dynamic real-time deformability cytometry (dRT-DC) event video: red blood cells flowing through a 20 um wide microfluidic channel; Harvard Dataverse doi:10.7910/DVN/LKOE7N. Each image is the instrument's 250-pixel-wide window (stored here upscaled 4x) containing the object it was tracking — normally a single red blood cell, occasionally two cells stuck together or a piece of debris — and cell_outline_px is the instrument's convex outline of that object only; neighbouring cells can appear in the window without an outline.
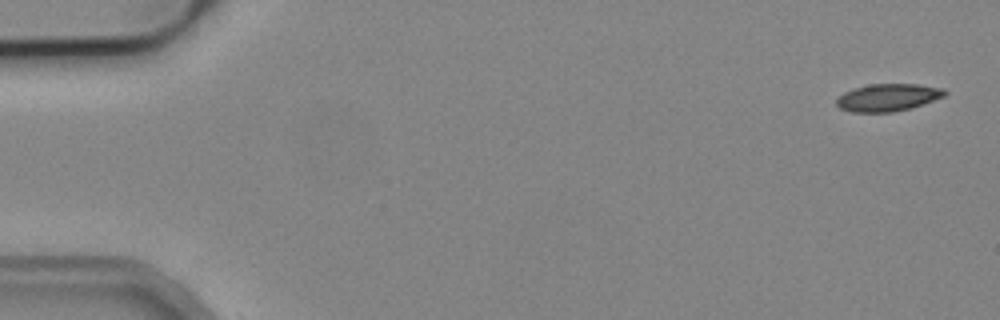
{"species": "common noctule bat (a hibernating species)", "species_latin": "Nyctalus noctula", "temperature_condition": "cold", "stored_images_in_passage": 3, "camera_frame_rate_fps": 3000, "um_per_image_px": 0.085, "animal": {"sex": "male", "body_mass_g": 19.2, "forearm_length_mm": 51.8}, "frame": {"image": 1, "passage_image": 1, "time_ms": 0.0, "image_size_px": [1000, 320], "cell_outline_px": [[948, 92], [944, 96], [912, 108], [892, 112], [852, 112], [840, 108], [836, 104], [836, 100], [844, 92], [852, 88], [868, 84], [920, 84], [944, 88]], "centroid_in_image_um": [75.48, 8.27], "position_along_channel_um": 9.5, "area_um2": 17.4}}
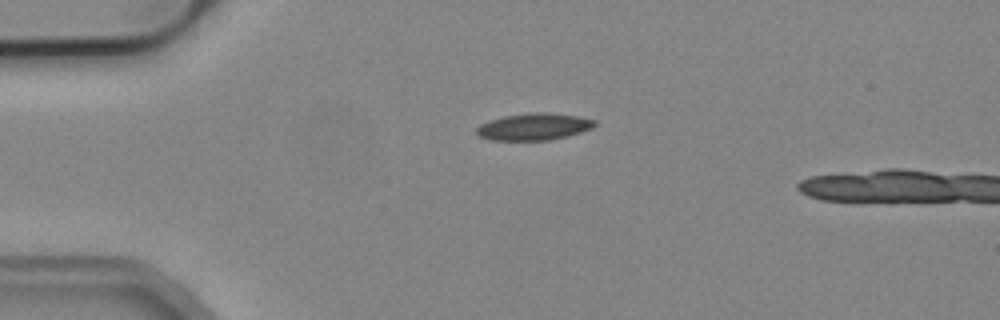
{"frame": {"image": 2, "passage_image": 2, "time_ms": 3.667, "image_size_px": [1000, 320], "cell_outline_px": [[596, 124], [592, 128], [568, 136], [548, 140], [492, 140], [480, 136], [476, 132], [476, 128], [480, 124], [488, 120], [504, 116], [528, 112], [548, 112], [580, 116], [596, 120]], "centroid_in_image_um": [45.39, 10.75], "position_along_channel_um": 39.6, "area_um2": 18.67}}